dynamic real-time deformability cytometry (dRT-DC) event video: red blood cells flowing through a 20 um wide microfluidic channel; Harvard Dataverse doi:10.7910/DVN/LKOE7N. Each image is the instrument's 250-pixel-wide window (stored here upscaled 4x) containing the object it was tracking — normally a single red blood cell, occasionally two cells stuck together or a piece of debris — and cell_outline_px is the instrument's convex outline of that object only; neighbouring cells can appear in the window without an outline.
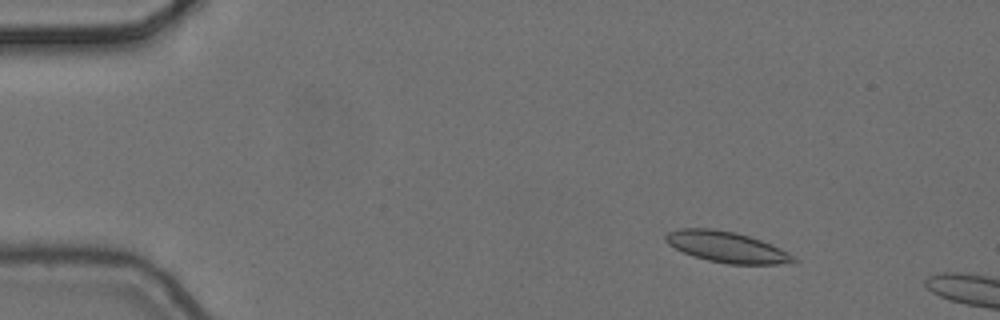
{"species": "common noctule bat (a hibernating species)", "species_latin": "Nyctalus noctula", "temperature_condition": "cold", "stored_images_in_passage": 5, "camera_frame_rate_fps": 3000, "um_per_image_px": 0.085, "animal": {"sex": "female", "body_mass_g": 24.6, "forearm_length_mm": 56.2}, "frame": {"image": 1, "passage_image": 3, "time_ms": 0.667, "image_size_px": [1000, 320], "cell_outline_px": [[800, 260], [792, 264], [728, 264], [708, 260], [692, 256], [668, 244], [664, 240], [664, 236], [668, 232], [680, 228], [712, 228], [736, 232], [772, 244], [788, 252]], "centroid_in_image_um": [61.8, 21.0], "position_along_channel_um": 23.2, "area_um2": 23.18}}